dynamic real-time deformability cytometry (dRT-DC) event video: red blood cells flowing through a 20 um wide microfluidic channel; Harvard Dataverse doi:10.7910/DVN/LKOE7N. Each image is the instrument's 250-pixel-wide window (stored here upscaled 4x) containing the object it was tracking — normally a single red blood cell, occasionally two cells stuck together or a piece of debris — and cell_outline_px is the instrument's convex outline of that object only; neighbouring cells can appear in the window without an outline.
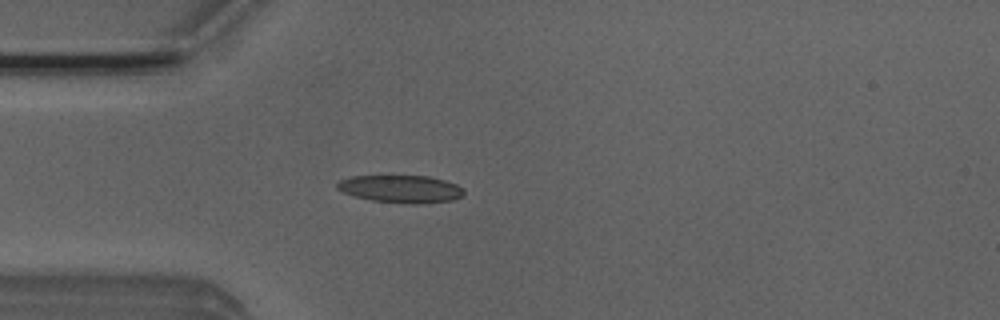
{"species": "Egyptian fruit bat (a non-hibernating species)", "species_latin": "Rousettus aegyptiacus", "temperature_condition": "room temperature", "stored_images_in_passage": 52, "camera_frame_rate_fps": 3000, "um_per_image_px": 0.085, "animal": {"sex": "male"}, "frame": {"image": 1, "passage_image": 14, "time_ms": 4.333, "image_size_px": [1000, 320], "cell_outline_px": [[464, 196], [452, 200], [424, 204], [408, 204], [372, 200], [352, 196], [336, 188], [336, 184], [340, 180], [352, 176], [428, 176], [444, 180], [456, 184], [464, 188]], "centroid_in_image_um": [34.1, 16.07], "position_along_channel_um": 50.9, "area_um2": 20.52}}
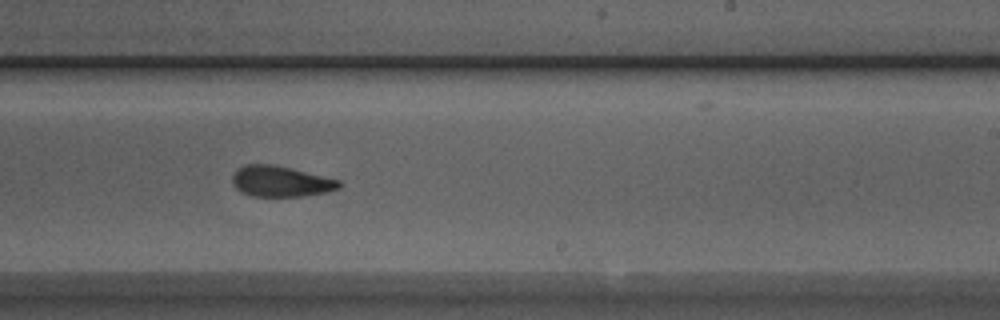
{"frame": {"image": 2, "passage_image": 31, "time_ms": 10.0, "image_size_px": [1000, 320], "cell_outline_px": [[344, 184], [340, 188], [328, 192], [304, 196], [252, 196], [240, 192], [232, 184], [232, 176], [236, 168], [244, 164], [272, 164], [292, 168], [340, 180]], "centroid_in_image_um": [23.86, 15.41], "position_along_channel_um": 265.1, "area_um2": 19.48}}
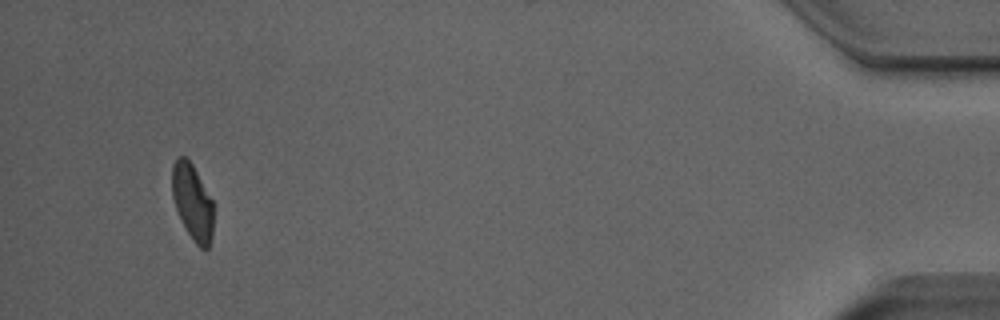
{"frame": {"image": 3, "passage_image": 49, "time_ms": 16.0, "image_size_px": [1000, 320], "cell_outline_px": [[216, 204], [212, 236], [208, 248], [200, 248], [192, 240], [176, 208], [172, 196], [172, 164], [176, 156], [184, 156], [192, 164]], "centroid_in_image_um": [16.4, 17.16], "position_along_channel_um": 418.8, "area_um2": 18.73}, "authors_computed_cell_mechanics": {"area_um2": 19.5942, "velocity_mm_per_s": 3.9156, "shape_relaxation_time_tau1_ms": 4.9665, "shape_relaxation_time_tau2_ms": 2.9866, "deformation_change_tau1": 0.1691, "deformation_change_tau2": 0.1073}}